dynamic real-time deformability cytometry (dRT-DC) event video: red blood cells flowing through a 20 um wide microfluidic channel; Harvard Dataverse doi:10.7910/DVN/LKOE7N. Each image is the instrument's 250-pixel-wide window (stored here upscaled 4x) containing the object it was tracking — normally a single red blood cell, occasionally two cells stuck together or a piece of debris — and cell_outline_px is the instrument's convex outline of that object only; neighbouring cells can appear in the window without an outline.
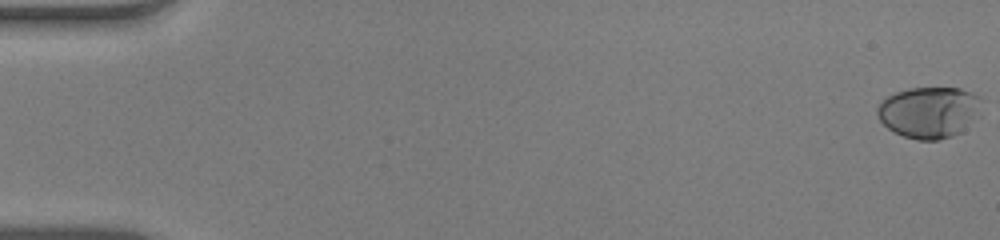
{"species": "human", "species_latin": "Homo sapiens", "temperature_condition": "warm", "stored_images_in_passage": 54, "camera_frame_rate_fps": 3000, "um_per_image_px": 0.085, "donor": {"sex": "male"}, "frame": {"image": 1, "passage_image": 1, "time_ms": 0.0, "image_size_px": [1000, 240], "cell_outline_px": [[980, 96], [972, 112], [960, 132], [952, 136], [936, 140], [916, 140], [904, 136], [888, 128], [880, 120], [876, 112], [876, 108], [888, 96], [896, 92], [908, 88], [960, 88], [972, 92]], "centroid_in_image_um": [78.84, 9.52], "position_along_channel_um": 6.2, "area_um2": 29.88}}
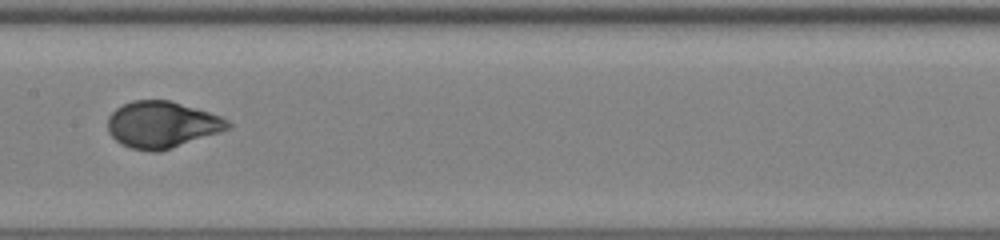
{"frame": {"image": 2, "passage_image": 29, "time_ms": 9.333, "image_size_px": [1000, 240], "cell_outline_px": [[232, 128], [160, 152], [152, 152], [132, 148], [120, 144], [108, 132], [108, 116], [116, 108], [132, 100], [168, 100], [208, 112], [220, 116], [228, 120], [232, 124]], "centroid_in_image_um": [13.76, 10.6], "position_along_channel_um": 193.6, "area_um2": 32.54}}
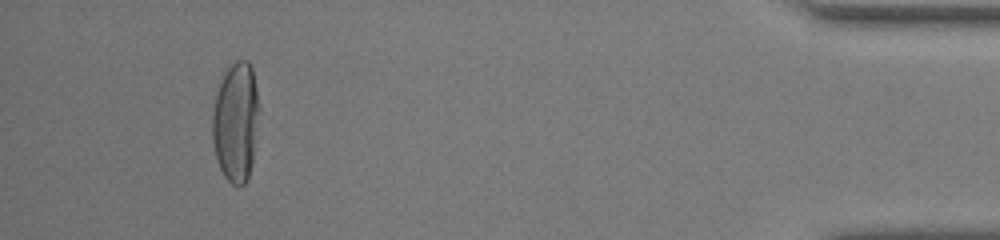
{"frame": {"image": 3, "passage_image": 51, "time_ms": 16.667, "image_size_px": [1000, 240], "cell_outline_px": [[260, 108], [252, 164], [248, 176], [244, 184], [232, 184], [224, 176], [220, 168], [216, 156], [212, 140], [212, 108], [224, 72], [236, 60], [248, 60], [252, 68]], "centroid_in_image_um": [20.05, 10.35], "position_along_channel_um": 415.2, "area_um2": 32.6}, "authors_computed_cell_mechanics": {"area_um2": 32.0212, "velocity_mm_per_s": 3.9005, "shape_relaxation_time_tau1_ms": 4.7476, "shape_relaxation_time_tau2_ms": null, "deformation_change_tau1": 0.2328, "deformation_change_tau2": null}}